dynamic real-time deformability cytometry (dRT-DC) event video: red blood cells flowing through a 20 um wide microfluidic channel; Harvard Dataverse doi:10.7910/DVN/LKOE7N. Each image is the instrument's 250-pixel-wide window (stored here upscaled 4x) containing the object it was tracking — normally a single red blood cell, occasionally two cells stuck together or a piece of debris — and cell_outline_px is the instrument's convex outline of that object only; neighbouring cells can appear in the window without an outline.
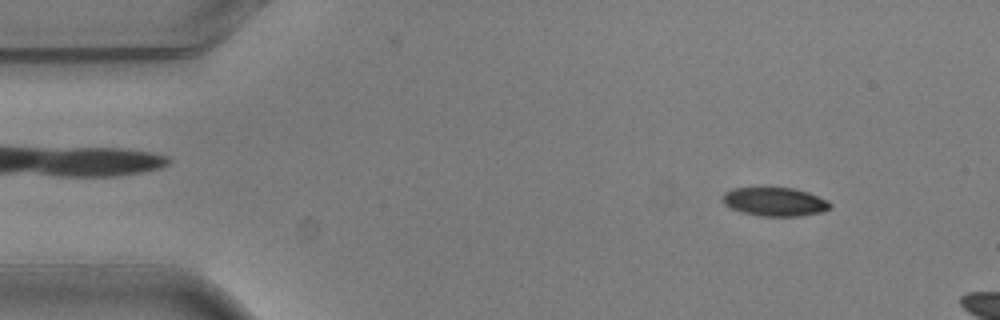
{"species": "common noctule bat (a hibernating species)", "species_latin": "Nyctalus noctula", "temperature_condition": "warm", "stored_images_in_passage": 4, "camera_frame_rate_fps": 3000, "um_per_image_px": 0.085, "animal": {"sex": "male", "body_mass_g": 20.5, "forearm_length_mm": 52.5}, "frame": {"image": 1, "passage_image": 1, "time_ms": 0.0, "image_size_px": [1000, 320], "cell_outline_px": [[832, 208], [824, 212], [800, 216], [760, 216], [744, 212], [732, 208], [724, 204], [720, 200], [720, 196], [724, 192], [732, 188], [768, 184], [796, 188], [808, 192], [828, 200], [832, 204]], "centroid_in_image_um": [65.84, 17.08], "position_along_channel_um": 19.2, "area_um2": 19.13}}